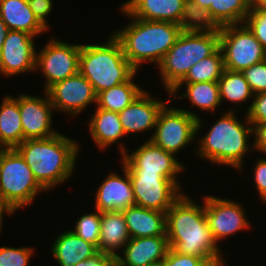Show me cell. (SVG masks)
Instances as JSON below:
<instances>
[{
  "label": "cell",
  "mask_w": 266,
  "mask_h": 266,
  "mask_svg": "<svg viewBox=\"0 0 266 266\" xmlns=\"http://www.w3.org/2000/svg\"><path fill=\"white\" fill-rule=\"evenodd\" d=\"M122 213L131 238L167 236L166 212L132 205Z\"/></svg>",
  "instance_id": "obj_21"
},
{
  "label": "cell",
  "mask_w": 266,
  "mask_h": 266,
  "mask_svg": "<svg viewBox=\"0 0 266 266\" xmlns=\"http://www.w3.org/2000/svg\"><path fill=\"white\" fill-rule=\"evenodd\" d=\"M252 100L246 117L254 128L258 124L266 122V92L255 94Z\"/></svg>",
  "instance_id": "obj_37"
},
{
  "label": "cell",
  "mask_w": 266,
  "mask_h": 266,
  "mask_svg": "<svg viewBox=\"0 0 266 266\" xmlns=\"http://www.w3.org/2000/svg\"><path fill=\"white\" fill-rule=\"evenodd\" d=\"M219 33L225 69L242 72L266 59V49L245 23L220 27Z\"/></svg>",
  "instance_id": "obj_9"
},
{
  "label": "cell",
  "mask_w": 266,
  "mask_h": 266,
  "mask_svg": "<svg viewBox=\"0 0 266 266\" xmlns=\"http://www.w3.org/2000/svg\"><path fill=\"white\" fill-rule=\"evenodd\" d=\"M258 8L260 10H262L263 12H266V0H264L259 6Z\"/></svg>",
  "instance_id": "obj_50"
},
{
  "label": "cell",
  "mask_w": 266,
  "mask_h": 266,
  "mask_svg": "<svg viewBox=\"0 0 266 266\" xmlns=\"http://www.w3.org/2000/svg\"><path fill=\"white\" fill-rule=\"evenodd\" d=\"M147 266H166L165 259L154 262V263H150Z\"/></svg>",
  "instance_id": "obj_48"
},
{
  "label": "cell",
  "mask_w": 266,
  "mask_h": 266,
  "mask_svg": "<svg viewBox=\"0 0 266 266\" xmlns=\"http://www.w3.org/2000/svg\"><path fill=\"white\" fill-rule=\"evenodd\" d=\"M9 31H10L9 28L7 27V25L1 19V16H0V51L3 47L4 40H5Z\"/></svg>",
  "instance_id": "obj_44"
},
{
  "label": "cell",
  "mask_w": 266,
  "mask_h": 266,
  "mask_svg": "<svg viewBox=\"0 0 266 266\" xmlns=\"http://www.w3.org/2000/svg\"><path fill=\"white\" fill-rule=\"evenodd\" d=\"M224 259L214 260L212 262H209L206 266H225Z\"/></svg>",
  "instance_id": "obj_47"
},
{
  "label": "cell",
  "mask_w": 266,
  "mask_h": 266,
  "mask_svg": "<svg viewBox=\"0 0 266 266\" xmlns=\"http://www.w3.org/2000/svg\"><path fill=\"white\" fill-rule=\"evenodd\" d=\"M135 74L124 83L109 89L103 90L97 94V107L107 111L120 112L130 105L133 100L144 90L137 86L134 81Z\"/></svg>",
  "instance_id": "obj_28"
},
{
  "label": "cell",
  "mask_w": 266,
  "mask_h": 266,
  "mask_svg": "<svg viewBox=\"0 0 266 266\" xmlns=\"http://www.w3.org/2000/svg\"><path fill=\"white\" fill-rule=\"evenodd\" d=\"M200 206L183 192L166 211V235L175 252L201 257L209 263L223 256L210 231L204 204Z\"/></svg>",
  "instance_id": "obj_1"
},
{
  "label": "cell",
  "mask_w": 266,
  "mask_h": 266,
  "mask_svg": "<svg viewBox=\"0 0 266 266\" xmlns=\"http://www.w3.org/2000/svg\"><path fill=\"white\" fill-rule=\"evenodd\" d=\"M34 249L31 247H0V266H28L31 254Z\"/></svg>",
  "instance_id": "obj_34"
},
{
  "label": "cell",
  "mask_w": 266,
  "mask_h": 266,
  "mask_svg": "<svg viewBox=\"0 0 266 266\" xmlns=\"http://www.w3.org/2000/svg\"><path fill=\"white\" fill-rule=\"evenodd\" d=\"M81 44H70L50 39L43 49L36 53L35 69L46 78L44 92L52 85L79 72Z\"/></svg>",
  "instance_id": "obj_10"
},
{
  "label": "cell",
  "mask_w": 266,
  "mask_h": 266,
  "mask_svg": "<svg viewBox=\"0 0 266 266\" xmlns=\"http://www.w3.org/2000/svg\"><path fill=\"white\" fill-rule=\"evenodd\" d=\"M264 0H247L250 8L258 7Z\"/></svg>",
  "instance_id": "obj_46"
},
{
  "label": "cell",
  "mask_w": 266,
  "mask_h": 266,
  "mask_svg": "<svg viewBox=\"0 0 266 266\" xmlns=\"http://www.w3.org/2000/svg\"><path fill=\"white\" fill-rule=\"evenodd\" d=\"M119 147L123 157L121 164L128 172L161 173L180 188L177 174L182 172L184 167L175 155L166 152L151 140H147L131 154L127 153L123 143H119Z\"/></svg>",
  "instance_id": "obj_11"
},
{
  "label": "cell",
  "mask_w": 266,
  "mask_h": 266,
  "mask_svg": "<svg viewBox=\"0 0 266 266\" xmlns=\"http://www.w3.org/2000/svg\"><path fill=\"white\" fill-rule=\"evenodd\" d=\"M8 149L4 142L0 138V156Z\"/></svg>",
  "instance_id": "obj_49"
},
{
  "label": "cell",
  "mask_w": 266,
  "mask_h": 266,
  "mask_svg": "<svg viewBox=\"0 0 266 266\" xmlns=\"http://www.w3.org/2000/svg\"><path fill=\"white\" fill-rule=\"evenodd\" d=\"M208 10L216 24L223 27L244 23L250 7L247 0H215V6Z\"/></svg>",
  "instance_id": "obj_32"
},
{
  "label": "cell",
  "mask_w": 266,
  "mask_h": 266,
  "mask_svg": "<svg viewBox=\"0 0 266 266\" xmlns=\"http://www.w3.org/2000/svg\"><path fill=\"white\" fill-rule=\"evenodd\" d=\"M46 92L55 110L73 117L97 102L92 84L80 72L55 83Z\"/></svg>",
  "instance_id": "obj_13"
},
{
  "label": "cell",
  "mask_w": 266,
  "mask_h": 266,
  "mask_svg": "<svg viewBox=\"0 0 266 266\" xmlns=\"http://www.w3.org/2000/svg\"><path fill=\"white\" fill-rule=\"evenodd\" d=\"M35 36L23 31L10 30L0 51V73L5 77L35 69Z\"/></svg>",
  "instance_id": "obj_16"
},
{
  "label": "cell",
  "mask_w": 266,
  "mask_h": 266,
  "mask_svg": "<svg viewBox=\"0 0 266 266\" xmlns=\"http://www.w3.org/2000/svg\"><path fill=\"white\" fill-rule=\"evenodd\" d=\"M135 205L166 212L183 194L172 180L161 173L128 172Z\"/></svg>",
  "instance_id": "obj_12"
},
{
  "label": "cell",
  "mask_w": 266,
  "mask_h": 266,
  "mask_svg": "<svg viewBox=\"0 0 266 266\" xmlns=\"http://www.w3.org/2000/svg\"><path fill=\"white\" fill-rule=\"evenodd\" d=\"M219 47V31H182L157 66L165 90L170 93L185 78L193 65L212 55Z\"/></svg>",
  "instance_id": "obj_6"
},
{
  "label": "cell",
  "mask_w": 266,
  "mask_h": 266,
  "mask_svg": "<svg viewBox=\"0 0 266 266\" xmlns=\"http://www.w3.org/2000/svg\"><path fill=\"white\" fill-rule=\"evenodd\" d=\"M179 25L182 31L218 32L220 27L210 15L208 9L192 0H185Z\"/></svg>",
  "instance_id": "obj_29"
},
{
  "label": "cell",
  "mask_w": 266,
  "mask_h": 266,
  "mask_svg": "<svg viewBox=\"0 0 266 266\" xmlns=\"http://www.w3.org/2000/svg\"><path fill=\"white\" fill-rule=\"evenodd\" d=\"M7 213V215H12L15 213V211L12 209V207L5 201L2 193L0 192V229H1V224L3 220V214Z\"/></svg>",
  "instance_id": "obj_43"
},
{
  "label": "cell",
  "mask_w": 266,
  "mask_h": 266,
  "mask_svg": "<svg viewBox=\"0 0 266 266\" xmlns=\"http://www.w3.org/2000/svg\"><path fill=\"white\" fill-rule=\"evenodd\" d=\"M244 23L266 49V12H263L258 7L250 8Z\"/></svg>",
  "instance_id": "obj_36"
},
{
  "label": "cell",
  "mask_w": 266,
  "mask_h": 266,
  "mask_svg": "<svg viewBox=\"0 0 266 266\" xmlns=\"http://www.w3.org/2000/svg\"><path fill=\"white\" fill-rule=\"evenodd\" d=\"M29 7L31 8L32 12L34 13L35 17L38 21L46 28H49L46 16L52 10V0H27Z\"/></svg>",
  "instance_id": "obj_39"
},
{
  "label": "cell",
  "mask_w": 266,
  "mask_h": 266,
  "mask_svg": "<svg viewBox=\"0 0 266 266\" xmlns=\"http://www.w3.org/2000/svg\"><path fill=\"white\" fill-rule=\"evenodd\" d=\"M218 84L221 104L224 99L230 103H243L254 97V93L242 72L225 69L218 80Z\"/></svg>",
  "instance_id": "obj_30"
},
{
  "label": "cell",
  "mask_w": 266,
  "mask_h": 266,
  "mask_svg": "<svg viewBox=\"0 0 266 266\" xmlns=\"http://www.w3.org/2000/svg\"><path fill=\"white\" fill-rule=\"evenodd\" d=\"M88 127L92 140L102 150L125 137L118 112L97 108Z\"/></svg>",
  "instance_id": "obj_25"
},
{
  "label": "cell",
  "mask_w": 266,
  "mask_h": 266,
  "mask_svg": "<svg viewBox=\"0 0 266 266\" xmlns=\"http://www.w3.org/2000/svg\"><path fill=\"white\" fill-rule=\"evenodd\" d=\"M124 177L110 173L100 184L95 197V209L100 212L122 211L135 205L131 179L122 166Z\"/></svg>",
  "instance_id": "obj_18"
},
{
  "label": "cell",
  "mask_w": 266,
  "mask_h": 266,
  "mask_svg": "<svg viewBox=\"0 0 266 266\" xmlns=\"http://www.w3.org/2000/svg\"><path fill=\"white\" fill-rule=\"evenodd\" d=\"M0 138L8 148H15L23 142L19 96L6 95L0 105Z\"/></svg>",
  "instance_id": "obj_26"
},
{
  "label": "cell",
  "mask_w": 266,
  "mask_h": 266,
  "mask_svg": "<svg viewBox=\"0 0 266 266\" xmlns=\"http://www.w3.org/2000/svg\"><path fill=\"white\" fill-rule=\"evenodd\" d=\"M186 84V93L179 96L188 98L192 103L191 107H199L202 111H214L217 106L222 105L220 101V92L218 82H197V83H179L169 94L173 97L176 91H179ZM174 94V95H173Z\"/></svg>",
  "instance_id": "obj_27"
},
{
  "label": "cell",
  "mask_w": 266,
  "mask_h": 266,
  "mask_svg": "<svg viewBox=\"0 0 266 266\" xmlns=\"http://www.w3.org/2000/svg\"><path fill=\"white\" fill-rule=\"evenodd\" d=\"M74 266H117V264L115 256L99 251L93 257L82 260Z\"/></svg>",
  "instance_id": "obj_41"
},
{
  "label": "cell",
  "mask_w": 266,
  "mask_h": 266,
  "mask_svg": "<svg viewBox=\"0 0 266 266\" xmlns=\"http://www.w3.org/2000/svg\"><path fill=\"white\" fill-rule=\"evenodd\" d=\"M203 200L205 216L212 236L217 243L250 227L241 204L214 196H205Z\"/></svg>",
  "instance_id": "obj_14"
},
{
  "label": "cell",
  "mask_w": 266,
  "mask_h": 266,
  "mask_svg": "<svg viewBox=\"0 0 266 266\" xmlns=\"http://www.w3.org/2000/svg\"><path fill=\"white\" fill-rule=\"evenodd\" d=\"M224 70V56L219 47L212 55L193 65L180 83L218 82Z\"/></svg>",
  "instance_id": "obj_31"
},
{
  "label": "cell",
  "mask_w": 266,
  "mask_h": 266,
  "mask_svg": "<svg viewBox=\"0 0 266 266\" xmlns=\"http://www.w3.org/2000/svg\"><path fill=\"white\" fill-rule=\"evenodd\" d=\"M94 213L83 214L76 222L72 231L83 240L95 245L98 248L100 228H101V212L95 209Z\"/></svg>",
  "instance_id": "obj_33"
},
{
  "label": "cell",
  "mask_w": 266,
  "mask_h": 266,
  "mask_svg": "<svg viewBox=\"0 0 266 266\" xmlns=\"http://www.w3.org/2000/svg\"><path fill=\"white\" fill-rule=\"evenodd\" d=\"M232 110L224 112L207 134L199 139L197 154L212 164H224L241 170L242 160L251 149L248 138L253 134V125L247 117L245 122L239 121Z\"/></svg>",
  "instance_id": "obj_4"
},
{
  "label": "cell",
  "mask_w": 266,
  "mask_h": 266,
  "mask_svg": "<svg viewBox=\"0 0 266 266\" xmlns=\"http://www.w3.org/2000/svg\"><path fill=\"white\" fill-rule=\"evenodd\" d=\"M170 249L167 236L130 238L123 256L116 257L117 266H147L165 259Z\"/></svg>",
  "instance_id": "obj_19"
},
{
  "label": "cell",
  "mask_w": 266,
  "mask_h": 266,
  "mask_svg": "<svg viewBox=\"0 0 266 266\" xmlns=\"http://www.w3.org/2000/svg\"><path fill=\"white\" fill-rule=\"evenodd\" d=\"M0 16L9 30L33 36L47 31L35 17L27 0H0Z\"/></svg>",
  "instance_id": "obj_24"
},
{
  "label": "cell",
  "mask_w": 266,
  "mask_h": 266,
  "mask_svg": "<svg viewBox=\"0 0 266 266\" xmlns=\"http://www.w3.org/2000/svg\"><path fill=\"white\" fill-rule=\"evenodd\" d=\"M185 0H128L121 5V11L149 21H168L179 24Z\"/></svg>",
  "instance_id": "obj_20"
},
{
  "label": "cell",
  "mask_w": 266,
  "mask_h": 266,
  "mask_svg": "<svg viewBox=\"0 0 266 266\" xmlns=\"http://www.w3.org/2000/svg\"><path fill=\"white\" fill-rule=\"evenodd\" d=\"M253 135L255 139L253 148L266 154V122L255 126Z\"/></svg>",
  "instance_id": "obj_42"
},
{
  "label": "cell",
  "mask_w": 266,
  "mask_h": 266,
  "mask_svg": "<svg viewBox=\"0 0 266 266\" xmlns=\"http://www.w3.org/2000/svg\"><path fill=\"white\" fill-rule=\"evenodd\" d=\"M15 149L47 191L68 180L76 167L79 144L64 134L44 139H27Z\"/></svg>",
  "instance_id": "obj_2"
},
{
  "label": "cell",
  "mask_w": 266,
  "mask_h": 266,
  "mask_svg": "<svg viewBox=\"0 0 266 266\" xmlns=\"http://www.w3.org/2000/svg\"><path fill=\"white\" fill-rule=\"evenodd\" d=\"M165 264L166 266H206L208 262L201 257L179 254L170 248L165 257Z\"/></svg>",
  "instance_id": "obj_38"
},
{
  "label": "cell",
  "mask_w": 266,
  "mask_h": 266,
  "mask_svg": "<svg viewBox=\"0 0 266 266\" xmlns=\"http://www.w3.org/2000/svg\"><path fill=\"white\" fill-rule=\"evenodd\" d=\"M129 17H132V23L113 34L121 43L126 59L136 70L146 61L158 66L182 33L180 25Z\"/></svg>",
  "instance_id": "obj_3"
},
{
  "label": "cell",
  "mask_w": 266,
  "mask_h": 266,
  "mask_svg": "<svg viewBox=\"0 0 266 266\" xmlns=\"http://www.w3.org/2000/svg\"><path fill=\"white\" fill-rule=\"evenodd\" d=\"M198 3L201 7L208 9L210 6H215V0H192Z\"/></svg>",
  "instance_id": "obj_45"
},
{
  "label": "cell",
  "mask_w": 266,
  "mask_h": 266,
  "mask_svg": "<svg viewBox=\"0 0 266 266\" xmlns=\"http://www.w3.org/2000/svg\"><path fill=\"white\" fill-rule=\"evenodd\" d=\"M165 105L166 102L151 97L143 90L130 105L118 113L125 135L155 128L158 115Z\"/></svg>",
  "instance_id": "obj_17"
},
{
  "label": "cell",
  "mask_w": 266,
  "mask_h": 266,
  "mask_svg": "<svg viewBox=\"0 0 266 266\" xmlns=\"http://www.w3.org/2000/svg\"><path fill=\"white\" fill-rule=\"evenodd\" d=\"M39 191H46L35 179L30 167L15 148L0 156V192L16 212L31 206Z\"/></svg>",
  "instance_id": "obj_7"
},
{
  "label": "cell",
  "mask_w": 266,
  "mask_h": 266,
  "mask_svg": "<svg viewBox=\"0 0 266 266\" xmlns=\"http://www.w3.org/2000/svg\"><path fill=\"white\" fill-rule=\"evenodd\" d=\"M242 73L254 95L266 92V59L244 69Z\"/></svg>",
  "instance_id": "obj_35"
},
{
  "label": "cell",
  "mask_w": 266,
  "mask_h": 266,
  "mask_svg": "<svg viewBox=\"0 0 266 266\" xmlns=\"http://www.w3.org/2000/svg\"><path fill=\"white\" fill-rule=\"evenodd\" d=\"M201 118L188 110L167 108L160 111L154 134L150 137L155 145L176 156L191 143L201 128Z\"/></svg>",
  "instance_id": "obj_8"
},
{
  "label": "cell",
  "mask_w": 266,
  "mask_h": 266,
  "mask_svg": "<svg viewBox=\"0 0 266 266\" xmlns=\"http://www.w3.org/2000/svg\"><path fill=\"white\" fill-rule=\"evenodd\" d=\"M79 72L92 84L96 94L127 82L137 70L126 59L121 43L112 34L106 44H82Z\"/></svg>",
  "instance_id": "obj_5"
},
{
  "label": "cell",
  "mask_w": 266,
  "mask_h": 266,
  "mask_svg": "<svg viewBox=\"0 0 266 266\" xmlns=\"http://www.w3.org/2000/svg\"><path fill=\"white\" fill-rule=\"evenodd\" d=\"M45 97L19 94V110L23 129V141L44 139L58 134L52 126L54 107L47 92Z\"/></svg>",
  "instance_id": "obj_15"
},
{
  "label": "cell",
  "mask_w": 266,
  "mask_h": 266,
  "mask_svg": "<svg viewBox=\"0 0 266 266\" xmlns=\"http://www.w3.org/2000/svg\"><path fill=\"white\" fill-rule=\"evenodd\" d=\"M254 181L261 201L266 202V159L259 158L255 162Z\"/></svg>",
  "instance_id": "obj_40"
},
{
  "label": "cell",
  "mask_w": 266,
  "mask_h": 266,
  "mask_svg": "<svg viewBox=\"0 0 266 266\" xmlns=\"http://www.w3.org/2000/svg\"><path fill=\"white\" fill-rule=\"evenodd\" d=\"M51 252L59 266H74L99 251L95 245L78 237L72 230H67L55 239Z\"/></svg>",
  "instance_id": "obj_23"
},
{
  "label": "cell",
  "mask_w": 266,
  "mask_h": 266,
  "mask_svg": "<svg viewBox=\"0 0 266 266\" xmlns=\"http://www.w3.org/2000/svg\"><path fill=\"white\" fill-rule=\"evenodd\" d=\"M130 238L122 211L101 212L98 251L117 257Z\"/></svg>",
  "instance_id": "obj_22"
}]
</instances>
